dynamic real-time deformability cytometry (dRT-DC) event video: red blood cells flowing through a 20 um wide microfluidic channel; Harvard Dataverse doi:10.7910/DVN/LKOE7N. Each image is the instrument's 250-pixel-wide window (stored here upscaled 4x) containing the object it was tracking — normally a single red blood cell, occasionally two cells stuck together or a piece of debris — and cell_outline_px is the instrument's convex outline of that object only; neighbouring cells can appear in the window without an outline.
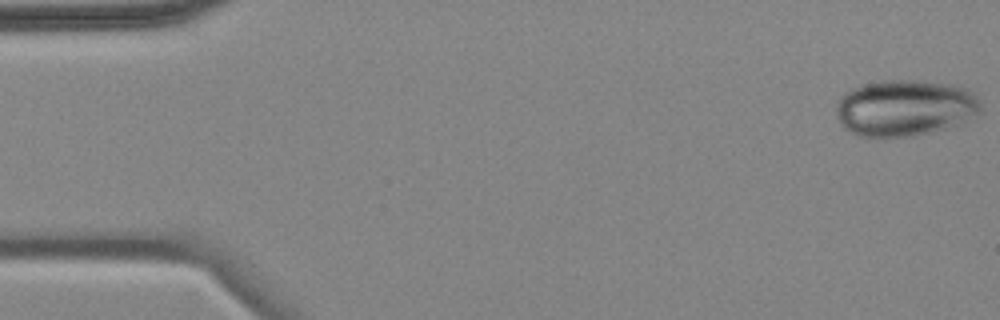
{"species": "common noctule bat (a hibernating species)", "species_latin": "Nyctalus noctula", "temperature_condition": "cold", "stored_images_in_passage": 5, "camera_frame_rate_fps": 3000, "um_per_image_px": 0.085, "animal": {"sex": "female", "body_mass_g": 18.4}, "frame": {"image": 1, "passage_image": 1, "time_ms": 0.0, "image_size_px": [1000, 320], "cell_outline_px": [[980, 112], [968, 120], [960, 124], [916, 136], [884, 140], [880, 140], [860, 136], [844, 128], [840, 124], [836, 116], [836, 104], [840, 96], [844, 92], [852, 88], [864, 84], [884, 80], [916, 80], [956, 84], [968, 88], [980, 100]], "centroid_in_image_um": [76.9, 9.2], "position_along_channel_um": 8.1, "area_um2": 48.78}}